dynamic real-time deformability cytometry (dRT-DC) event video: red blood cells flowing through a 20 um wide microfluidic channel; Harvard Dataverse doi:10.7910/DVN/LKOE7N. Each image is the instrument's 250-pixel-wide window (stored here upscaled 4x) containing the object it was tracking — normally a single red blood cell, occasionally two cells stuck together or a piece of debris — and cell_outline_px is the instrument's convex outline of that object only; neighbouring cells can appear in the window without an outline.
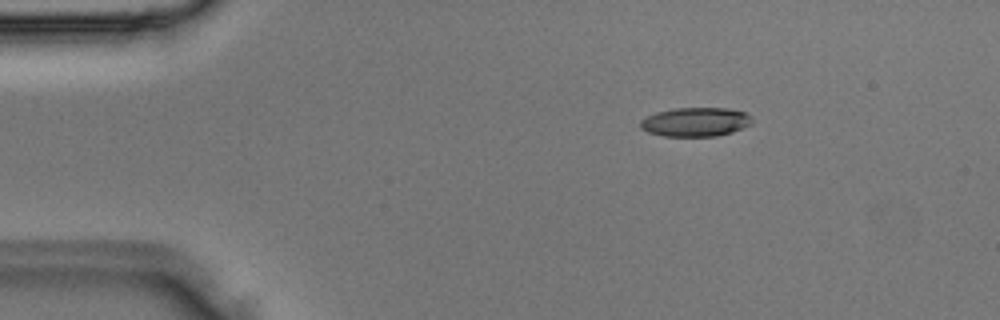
{"species": "Egyptian fruit bat (a non-hibernating species)", "species_latin": "Rousettus aegyptiacus", "temperature_condition": "room temperature", "stored_images_in_passage": 3, "segment_of_instrument_passage": [2, 2], "camera_frame_rate_fps": 3000, "um_per_image_px": 0.085, "animal": {"sex": "male"}, "frame": {"image": 1, "passage_image": 3, "time_ms": 0.667, "image_size_px": [1000, 320], "cell_outline_px": [[752, 124], [732, 132], [716, 136], [664, 136], [648, 132], [640, 128], [640, 120], [656, 112], [672, 108], [728, 108], [744, 112], [752, 116]], "centroid_in_image_um": [59.12, 10.36], "position_along_channel_um": 25.9, "area_um2": 18.96}}